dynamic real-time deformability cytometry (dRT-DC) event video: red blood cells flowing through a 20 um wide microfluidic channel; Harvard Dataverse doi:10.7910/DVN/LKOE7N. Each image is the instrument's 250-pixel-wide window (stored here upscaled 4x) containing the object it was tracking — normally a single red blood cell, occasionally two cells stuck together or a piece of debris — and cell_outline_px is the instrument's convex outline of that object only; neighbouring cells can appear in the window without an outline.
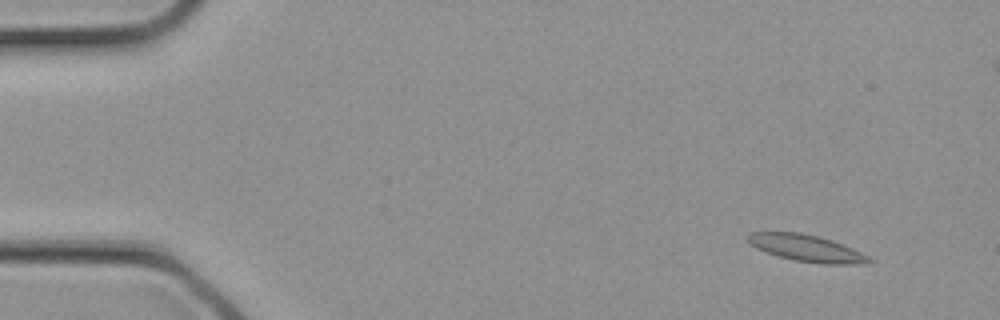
{"species": "common noctule bat (a hibernating species)", "species_latin": "Nyctalus noctula", "temperature_condition": "cold", "stored_images_in_passage": 17, "camera_frame_rate_fps": 3000, "um_per_image_px": 0.085, "animal": {"sex": "female", "body_mass_g": 21.9}, "frame": {"image": 1, "passage_image": 3, "time_ms": 0.667, "image_size_px": [1000, 320], "cell_outline_px": [[876, 260], [856, 264], [824, 264], [796, 260], [780, 256], [756, 248], [748, 240], [748, 236], [752, 232], [800, 232], [820, 236], [832, 240], [852, 248]], "centroid_in_image_um": [68.59, 21.08], "position_along_channel_um": 16.4, "area_um2": 18.55}}
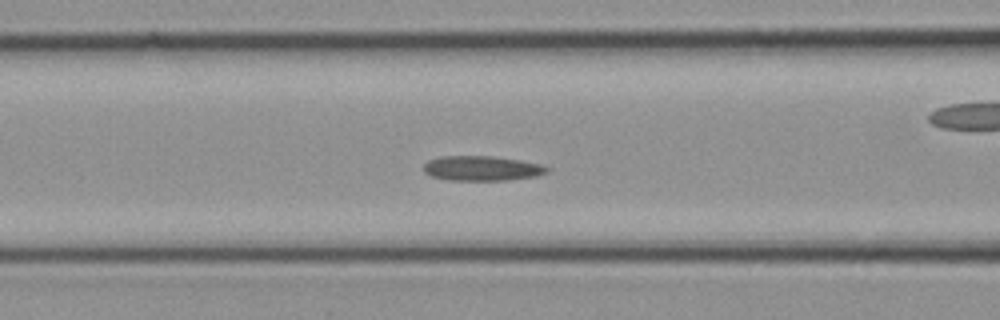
{"frame": {"image": 2, "passage_image": 12, "time_ms": 3.667, "image_size_px": [1000, 320], "cell_outline_px": [[552, 168], [548, 172], [536, 176], [508, 180], [448, 180], [432, 176], [424, 172], [424, 164], [428, 160], [440, 156], [492, 156], [520, 160], [544, 164]], "centroid_in_image_um": [41.01, 14.3], "position_along_channel_um": 125.6, "area_um2": 18.03}}
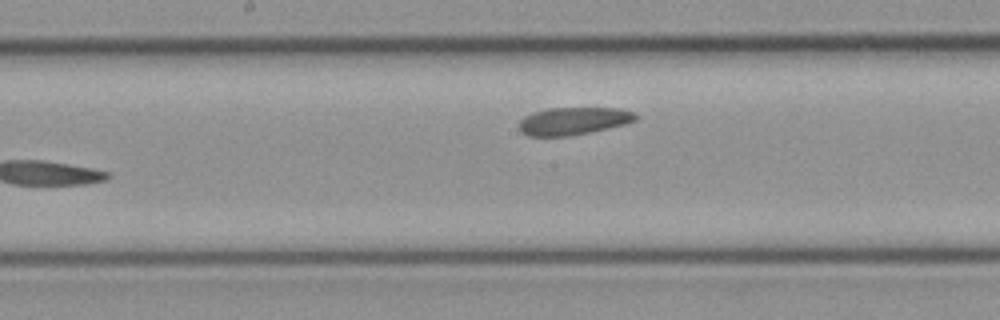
{"frame": {"image": 3, "passage_image": 17, "time_ms": 5.333, "image_size_px": [1000, 320], "cell_outline_px": [[640, 116], [636, 120], [628, 124], [592, 132], [572, 136], [528, 136], [520, 132], [520, 120], [524, 116], [548, 108], [620, 108], [636, 112]], "centroid_in_image_um": [48.82, 10.29], "position_along_channel_um": 199.4, "area_um2": 19.07}}